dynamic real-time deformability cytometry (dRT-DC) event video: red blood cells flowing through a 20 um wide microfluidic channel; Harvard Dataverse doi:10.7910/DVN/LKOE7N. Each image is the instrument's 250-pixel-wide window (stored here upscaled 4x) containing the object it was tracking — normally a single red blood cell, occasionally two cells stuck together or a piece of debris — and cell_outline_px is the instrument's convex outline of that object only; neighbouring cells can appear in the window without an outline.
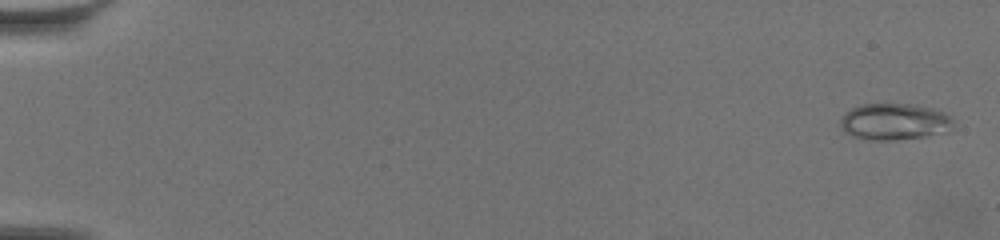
{"species": "common noctule bat (a hibernating species)", "species_latin": "Nyctalus noctula", "temperature_condition": "warm", "stored_images_in_passage": 54, "camera_frame_rate_fps": 3000, "um_per_image_px": 0.085, "animal": {"sex": "female", "body_mass_g": 19.5, "forearm_length_mm": 54.1}, "frame": {"image": 1, "passage_image": 2, "time_ms": 0.333, "image_size_px": [1000, 240], "cell_outline_px": [[952, 128], [948, 132], [924, 136], [896, 140], [868, 140], [852, 136], [844, 132], [840, 124], [840, 120], [852, 108], [864, 104], [912, 104], [936, 108], [952, 116]], "centroid_in_image_um": [76.06, 10.35], "position_along_channel_um": 8.9, "area_um2": 24.16}}
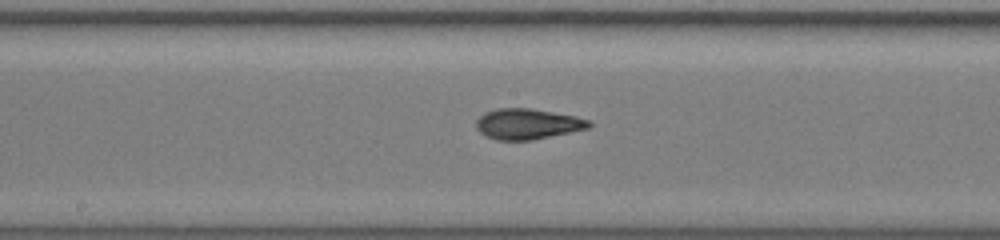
{"frame": {"image": 2, "passage_image": 35, "time_ms": 11.333, "image_size_px": [1000, 240], "cell_outline_px": [[592, 124], [588, 128], [532, 140], [496, 140], [480, 132], [476, 128], [476, 120], [484, 112], [496, 108], [532, 108], [576, 116], [588, 120]], "centroid_in_image_um": [44.81, 10.52], "position_along_channel_um": 203.4, "area_um2": 20.06}}
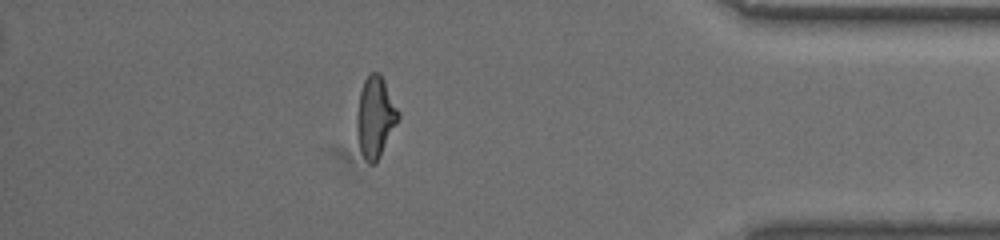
{"frame": {"image": 3, "passage_image": 49, "time_ms": 16.0, "image_size_px": [1000, 240], "cell_outline_px": [[400, 116], [376, 164], [368, 164], [364, 160], [360, 152], [356, 136], [356, 116], [360, 92], [364, 80], [372, 72], [380, 72], [400, 112]], "centroid_in_image_um": [31.88, 9.98], "position_along_channel_um": 403.3, "area_um2": 19.77}, "authors_computed_cell_mechanics": {"area_um2": 19.9699, "velocity_mm_per_s": 3.4751, "shape_relaxation_time_tau1_ms": 11.061, "shape_relaxation_time_tau2_ms": 1.296, "deformation_change_tau1": 0.294, "deformation_change_tau2": 0.0699}}